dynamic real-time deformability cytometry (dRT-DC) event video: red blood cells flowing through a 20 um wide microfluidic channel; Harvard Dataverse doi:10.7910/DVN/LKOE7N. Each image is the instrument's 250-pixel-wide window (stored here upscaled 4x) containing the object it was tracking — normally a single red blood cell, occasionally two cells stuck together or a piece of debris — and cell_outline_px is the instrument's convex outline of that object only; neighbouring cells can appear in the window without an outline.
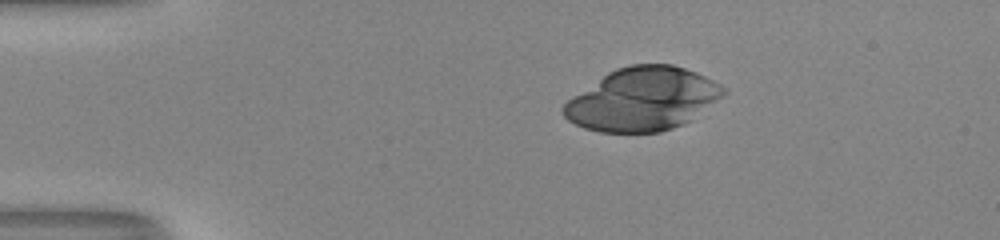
{"species": "human", "species_latin": "Homo sapiens", "temperature_condition": "room temperature", "stored_images_in_passage": 42, "camera_frame_rate_fps": 3000, "um_per_image_px": 0.085, "donor": {"sex": "male"}, "frame": {"image": 1, "passage_image": 1, "time_ms": 0.0, "image_size_px": [1000, 240], "cell_outline_px": [[728, 92], [688, 120], [672, 128], [660, 132], [600, 132], [584, 128], [568, 120], [564, 116], [560, 108], [572, 96], [608, 72], [616, 68], [632, 64], [672, 64], [696, 72], [728, 88]], "centroid_in_image_um": [54.58, 8.42], "position_along_channel_um": 30.4, "area_um2": 58.32}}